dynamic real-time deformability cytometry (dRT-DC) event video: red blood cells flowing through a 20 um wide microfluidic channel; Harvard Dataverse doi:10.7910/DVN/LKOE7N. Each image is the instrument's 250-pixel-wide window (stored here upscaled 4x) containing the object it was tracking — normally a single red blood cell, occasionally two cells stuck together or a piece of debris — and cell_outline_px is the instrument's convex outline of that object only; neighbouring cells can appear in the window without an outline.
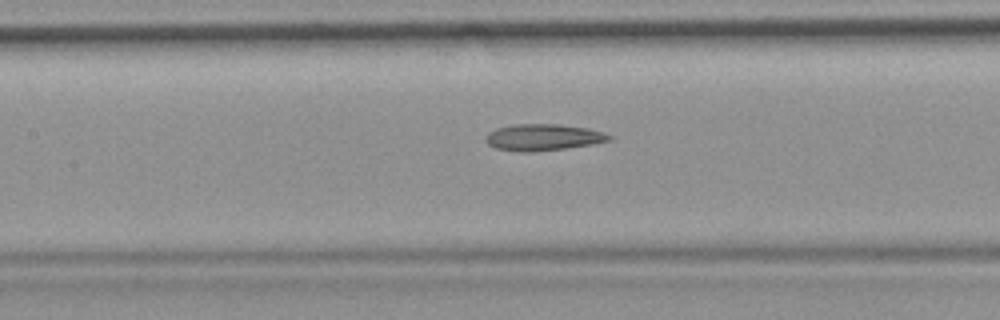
{"species": "common noctule bat (a hibernating species)", "species_latin": "Nyctalus noctula", "temperature_condition": "room temperature", "stored_images_in_passage": 33, "camera_frame_rate_fps": 3000, "um_per_image_px": 0.085, "animal": {"sex": "female", "body_mass_g": 19.9}, "frame": {"image": 1, "passage_image": 15, "time_ms": 4.667, "image_size_px": [1000, 320], "cell_outline_px": [[612, 140], [592, 144], [568, 148], [532, 152], [520, 152], [496, 148], [488, 144], [484, 140], [484, 136], [488, 132], [496, 128], [512, 124], [560, 124], [588, 128], [612, 136]], "centroid_in_image_um": [46.12, 11.67], "position_along_channel_um": 161.3, "area_um2": 19.25}}